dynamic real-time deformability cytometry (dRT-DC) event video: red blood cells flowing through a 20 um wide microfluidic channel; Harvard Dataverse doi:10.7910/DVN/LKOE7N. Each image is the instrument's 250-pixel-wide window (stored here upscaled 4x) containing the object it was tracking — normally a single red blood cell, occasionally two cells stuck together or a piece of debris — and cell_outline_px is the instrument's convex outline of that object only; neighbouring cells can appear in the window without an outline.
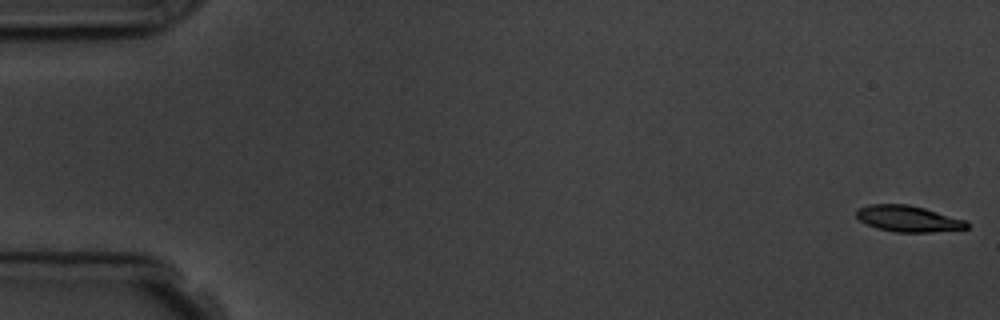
{"species": "common noctule bat (a hibernating species)", "species_latin": "Nyctalus noctula", "temperature_condition": "room temperature", "stored_images_in_passage": 5, "camera_frame_rate_fps": 3000, "um_per_image_px": 0.085, "animal": {"sex": "male", "body_mass_g": 19.5, "forearm_length_mm": 54.6}, "frame": {"image": 1, "passage_image": 1, "time_ms": 0.0, "image_size_px": [1000, 320], "cell_outline_px": [[968, 228], [932, 232], [896, 232], [876, 228], [860, 220], [856, 216], [856, 208], [868, 204], [908, 204], [924, 208], [968, 220]], "centroid_in_image_um": [77.19, 18.58], "position_along_channel_um": 7.8, "area_um2": 16.94}}
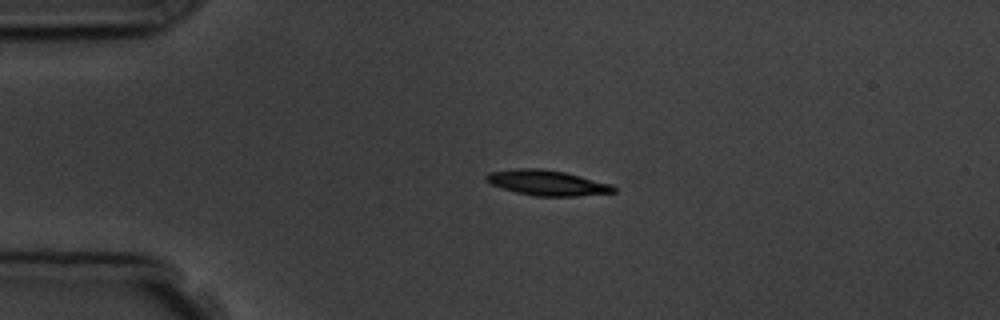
{"frame": {"image": 2, "passage_image": 4, "time_ms": 4.0, "image_size_px": [1000, 320], "cell_outline_px": [[616, 192], [576, 196], [536, 196], [516, 192], [492, 184], [484, 180], [484, 176], [488, 172], [516, 168], [540, 168], [564, 172], [612, 184], [616, 188]], "centroid_in_image_um": [46.49, 15.53], "position_along_channel_um": 38.5, "area_um2": 18.73}}